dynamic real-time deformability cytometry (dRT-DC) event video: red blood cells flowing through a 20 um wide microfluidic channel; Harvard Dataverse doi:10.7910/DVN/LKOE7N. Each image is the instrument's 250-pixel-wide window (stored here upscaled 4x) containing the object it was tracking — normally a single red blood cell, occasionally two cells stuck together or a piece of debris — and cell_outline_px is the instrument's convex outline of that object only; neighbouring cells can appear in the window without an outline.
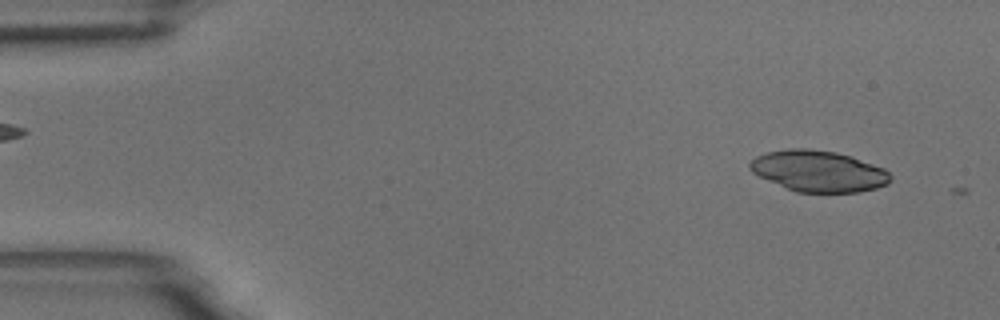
{"species": "common noctule bat (a hibernating species)", "species_latin": "Nyctalus noctula", "temperature_condition": "room temperature", "stored_images_in_passage": 4, "camera_frame_rate_fps": 3000, "um_per_image_px": 0.085, "animal": {"sex": "male", "body_mass_g": 18.8}, "frame": {"image": 1, "passage_image": 2, "time_ms": 0.333, "image_size_px": [1000, 320], "cell_outline_px": [[892, 180], [888, 184], [876, 188], [860, 192], [796, 192], [768, 180], [752, 172], [748, 168], [748, 164], [756, 156], [768, 152], [788, 148], [808, 148], [836, 152], [852, 156], [884, 168], [892, 176]], "centroid_in_image_um": [69.59, 14.54], "position_along_channel_um": 15.4, "area_um2": 33.81}}